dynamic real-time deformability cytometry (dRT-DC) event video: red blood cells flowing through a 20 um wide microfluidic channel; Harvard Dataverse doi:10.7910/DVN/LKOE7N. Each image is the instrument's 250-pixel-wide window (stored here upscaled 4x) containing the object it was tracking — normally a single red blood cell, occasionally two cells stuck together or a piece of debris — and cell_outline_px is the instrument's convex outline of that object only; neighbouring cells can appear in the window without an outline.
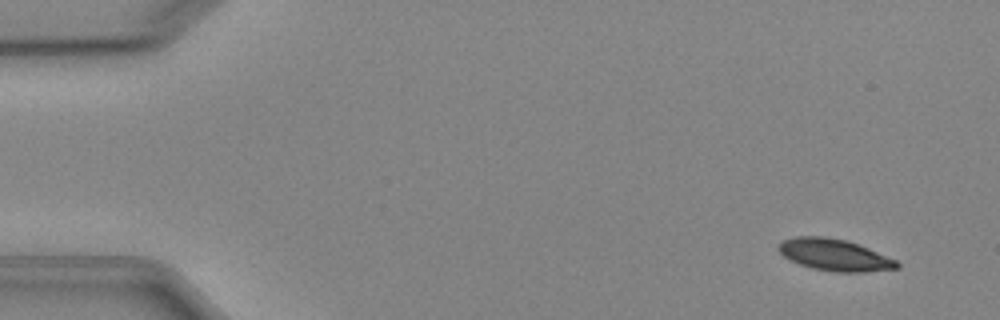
{"species": "Egyptian fruit bat (a non-hibernating species)", "species_latin": "Rousettus aegyptiacus", "temperature_condition": "cold", "stored_images_in_passage": 6, "camera_frame_rate_fps": 3000, "um_per_image_px": 0.085, "animal": {"sex": "female"}, "frame": {"image": 1, "passage_image": 1, "time_ms": 0.0, "image_size_px": [1000, 320], "cell_outline_px": [[900, 268], [864, 272], [836, 272], [812, 268], [800, 264], [784, 256], [776, 248], [780, 240], [796, 236], [824, 236], [848, 240], [868, 248], [896, 260], [900, 264]], "centroid_in_image_um": [70.92, 21.65], "position_along_channel_um": 14.1, "area_um2": 21.96}}
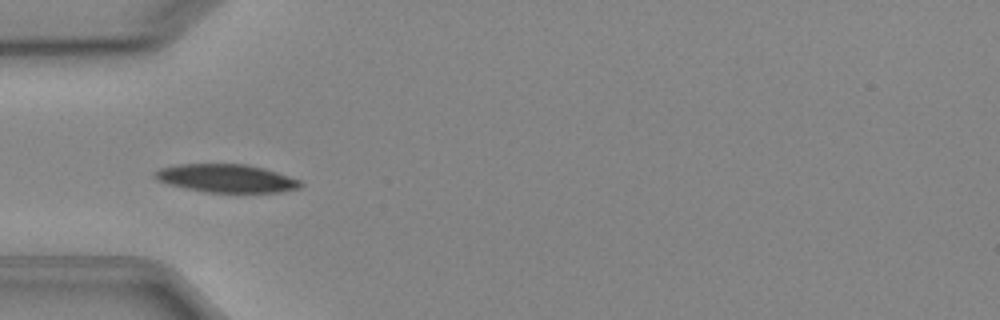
{"frame": {"image": 2, "passage_image": 4, "time_ms": 4.333, "image_size_px": [1000, 320], "cell_outline_px": [[304, 184], [300, 188], [280, 192], [208, 192], [168, 184], [156, 180], [152, 176], [152, 172], [160, 168], [180, 164], [248, 164], [264, 168], [300, 180]], "centroid_in_image_um": [19.23, 15.15], "position_along_channel_um": 65.8, "area_um2": 23.87}}
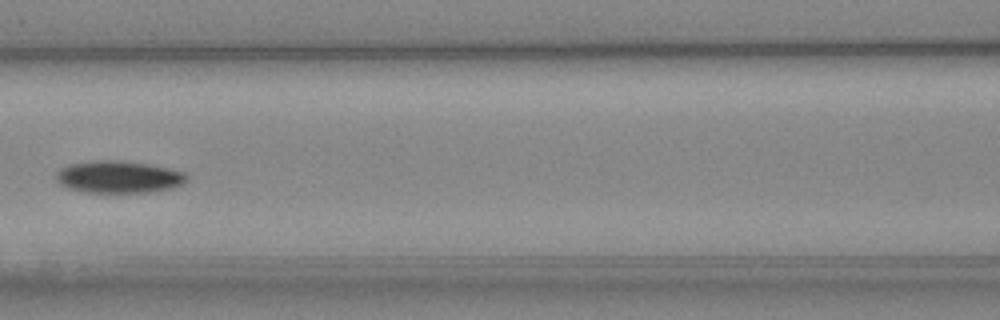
{"frame": {"image": 3, "passage_image": 6, "time_ms": 6.667, "image_size_px": [1000, 320], "cell_outline_px": [[188, 180], [184, 184], [172, 188], [152, 192], [84, 192], [68, 188], [60, 184], [56, 180], [56, 172], [60, 168], [68, 164], [96, 160], [120, 160], [148, 164], [168, 168], [184, 172], [188, 176]], "centroid_in_image_um": [10.09, 15.04], "position_along_channel_um": 156.5, "area_um2": 24.68}}